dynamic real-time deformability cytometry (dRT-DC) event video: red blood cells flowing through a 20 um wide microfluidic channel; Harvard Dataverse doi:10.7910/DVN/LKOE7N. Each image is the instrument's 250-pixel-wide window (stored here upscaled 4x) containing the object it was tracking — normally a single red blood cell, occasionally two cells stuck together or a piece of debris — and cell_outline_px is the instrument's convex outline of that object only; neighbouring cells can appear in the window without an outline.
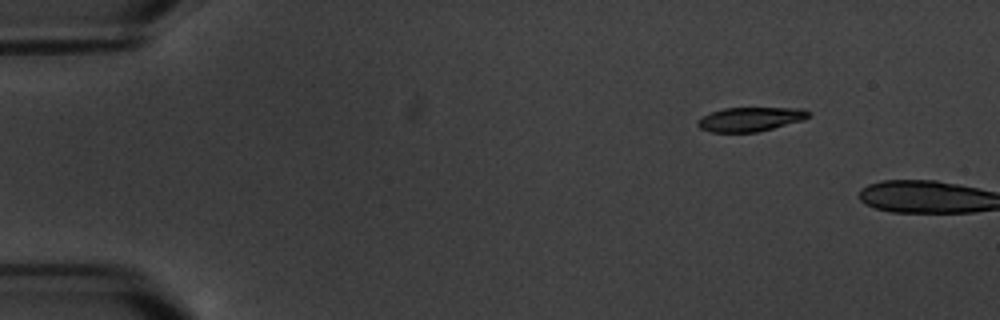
{"species": "common noctule bat (a hibernating species)", "species_latin": "Nyctalus noctula", "temperature_condition": "warm", "stored_images_in_passage": 2, "camera_frame_rate_fps": 3000, "um_per_image_px": 0.085, "animal": {"sex": "male", "body_mass_g": 20.1, "forearm_length_mm": 53.5}, "frame": {"image": 1, "passage_image": 1, "time_ms": 0.0, "image_size_px": [1000, 320], "cell_outline_px": [[812, 116], [804, 120], [756, 132], [712, 132], [700, 128], [696, 124], [696, 120], [712, 112], [724, 108], [804, 108], [812, 112]], "centroid_in_image_um": [63.83, 10.12], "position_along_channel_um": 21.2, "area_um2": 15.66}}